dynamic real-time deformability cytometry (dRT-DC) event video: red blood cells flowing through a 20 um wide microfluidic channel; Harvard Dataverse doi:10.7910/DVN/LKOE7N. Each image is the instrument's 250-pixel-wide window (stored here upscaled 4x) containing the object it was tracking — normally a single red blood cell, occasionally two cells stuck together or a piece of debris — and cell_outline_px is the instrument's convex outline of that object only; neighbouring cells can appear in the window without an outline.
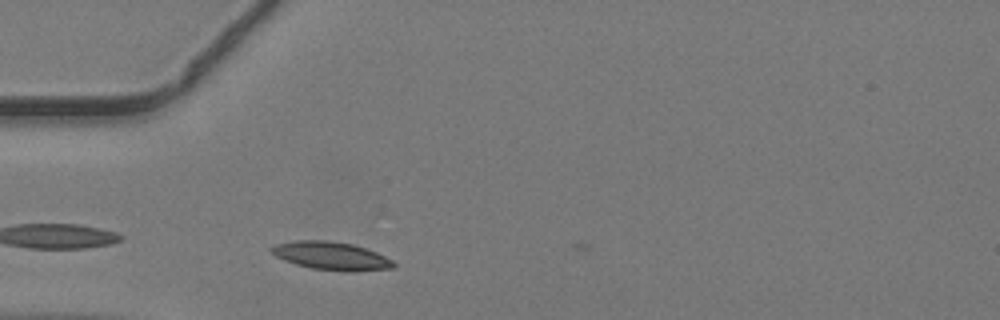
{"species": "common noctule bat (a hibernating species)", "species_latin": "Nyctalus noctula", "temperature_condition": "warm", "stored_images_in_passage": 3, "camera_frame_rate_fps": 3000, "um_per_image_px": 0.085, "animal": {"sex": "male", "body_mass_g": 19.2, "forearm_length_mm": 51.8}, "frame": {"image": 1, "passage_image": 2, "time_ms": 0.333, "image_size_px": [1000, 320], "cell_outline_px": [[396, 268], [352, 272], [344, 272], [312, 268], [296, 264], [284, 260], [276, 256], [268, 248], [276, 244], [296, 240], [328, 240], [352, 244], [376, 252], [392, 260], [396, 264]], "centroid_in_image_um": [28.17, 21.76], "position_along_channel_um": 56.8, "area_um2": 20.11}}